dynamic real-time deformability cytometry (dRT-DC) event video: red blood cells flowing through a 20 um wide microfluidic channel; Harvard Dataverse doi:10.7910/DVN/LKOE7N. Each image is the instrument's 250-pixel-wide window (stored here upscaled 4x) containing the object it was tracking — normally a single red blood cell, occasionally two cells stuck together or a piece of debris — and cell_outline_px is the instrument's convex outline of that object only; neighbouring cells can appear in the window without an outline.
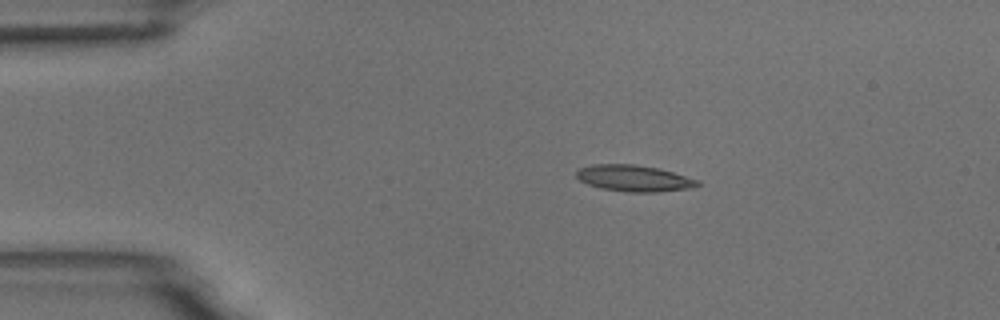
{"species": "common noctule bat (a hibernating species)", "species_latin": "Nyctalus noctula", "temperature_condition": "room temperature", "stored_images_in_passage": 4, "camera_frame_rate_fps": 3000, "um_per_image_px": 0.085, "animal": {"sex": "male", "body_mass_g": 18.8}, "frame": {"image": 1, "passage_image": 2, "time_ms": 1.333, "image_size_px": [1000, 320], "cell_outline_px": [[700, 184], [688, 188], [656, 192], [628, 192], [600, 188], [588, 184], [580, 180], [576, 176], [576, 172], [580, 168], [592, 164], [632, 164], [660, 168], [700, 180]], "centroid_in_image_um": [53.88, 15.14], "position_along_channel_um": 31.1, "area_um2": 18.55}}